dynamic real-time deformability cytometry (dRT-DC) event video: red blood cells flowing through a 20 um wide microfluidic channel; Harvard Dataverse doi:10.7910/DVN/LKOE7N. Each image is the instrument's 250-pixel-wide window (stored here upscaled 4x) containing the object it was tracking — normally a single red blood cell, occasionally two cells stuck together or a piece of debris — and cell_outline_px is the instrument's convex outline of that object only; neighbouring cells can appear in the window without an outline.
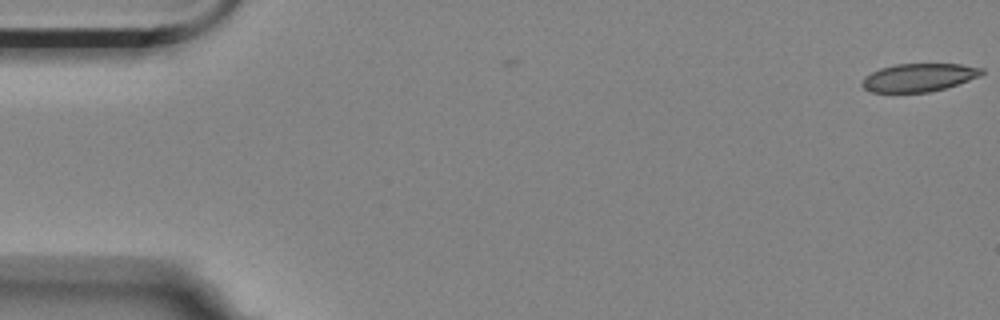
{"species": "Egyptian fruit bat (a non-hibernating species)", "species_latin": "Rousettus aegyptiacus", "temperature_condition": "room temperature", "stored_images_in_passage": 2, "camera_frame_rate_fps": 3000, "um_per_image_px": 0.085, "animal": {"sex": "female"}, "frame": {"image": 1, "passage_image": 2, "time_ms": 0.333, "image_size_px": [1000, 320], "cell_outline_px": [[984, 72], [980, 76], [944, 88], [928, 92], [872, 92], [864, 88], [860, 84], [864, 76], [880, 68], [896, 64], [960, 64], [984, 68]], "centroid_in_image_um": [78.08, 6.58], "position_along_channel_um": 6.9, "area_um2": 19.48}}